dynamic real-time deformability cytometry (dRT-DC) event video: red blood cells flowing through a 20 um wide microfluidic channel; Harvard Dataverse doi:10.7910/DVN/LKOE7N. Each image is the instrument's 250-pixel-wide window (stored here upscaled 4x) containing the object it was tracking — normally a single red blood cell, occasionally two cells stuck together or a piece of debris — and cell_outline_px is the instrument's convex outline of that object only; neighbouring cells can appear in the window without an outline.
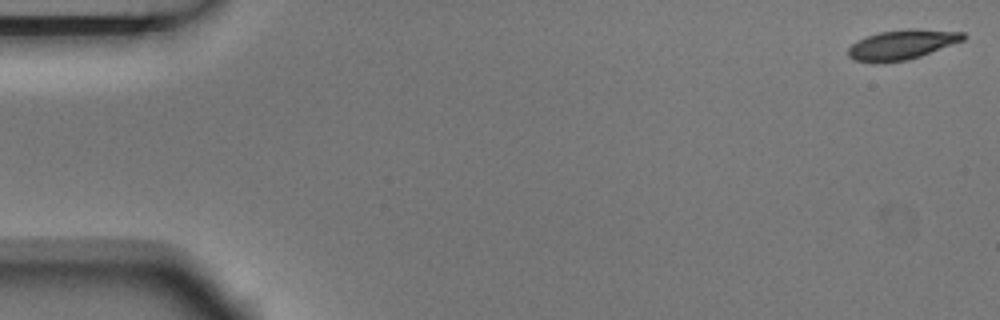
{"species": "Egyptian fruit bat (a non-hibernating species)", "species_latin": "Rousettus aegyptiacus", "temperature_condition": "room temperature", "stored_images_in_passage": 5, "camera_frame_rate_fps": 3000, "um_per_image_px": 0.085, "animal": {"sex": "male"}, "frame": {"image": 1, "passage_image": 1, "time_ms": 0.0, "image_size_px": [1000, 320], "cell_outline_px": [[968, 36], [964, 40], [920, 56], [908, 60], [884, 64], [872, 64], [852, 60], [848, 56], [848, 48], [852, 44], [868, 36], [880, 32], [908, 28], [916, 28], [964, 32]], "centroid_in_image_um": [76.65, 3.82], "position_along_channel_um": 8.3, "area_um2": 20.35}}
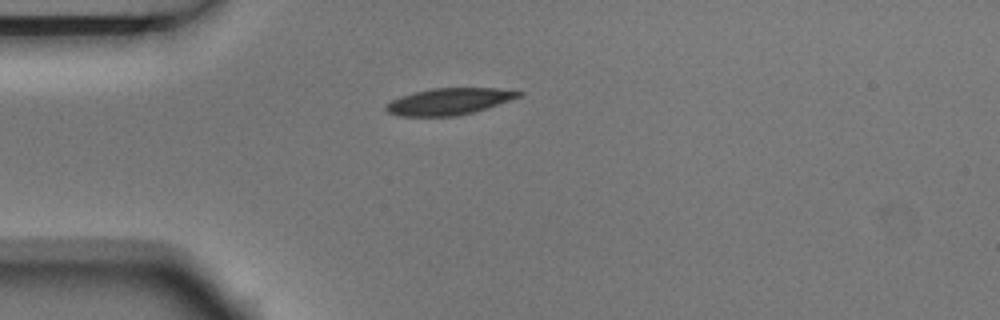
{"frame": {"image": 2, "passage_image": 5, "time_ms": 1.333, "image_size_px": [1000, 320], "cell_outline_px": [[524, 92], [520, 96], [472, 112], [456, 116], [400, 116], [388, 112], [384, 108], [384, 104], [400, 96], [412, 92], [432, 88], [496, 88]], "centroid_in_image_um": [38.08, 8.61], "position_along_channel_um": 46.9, "area_um2": 20.35}}